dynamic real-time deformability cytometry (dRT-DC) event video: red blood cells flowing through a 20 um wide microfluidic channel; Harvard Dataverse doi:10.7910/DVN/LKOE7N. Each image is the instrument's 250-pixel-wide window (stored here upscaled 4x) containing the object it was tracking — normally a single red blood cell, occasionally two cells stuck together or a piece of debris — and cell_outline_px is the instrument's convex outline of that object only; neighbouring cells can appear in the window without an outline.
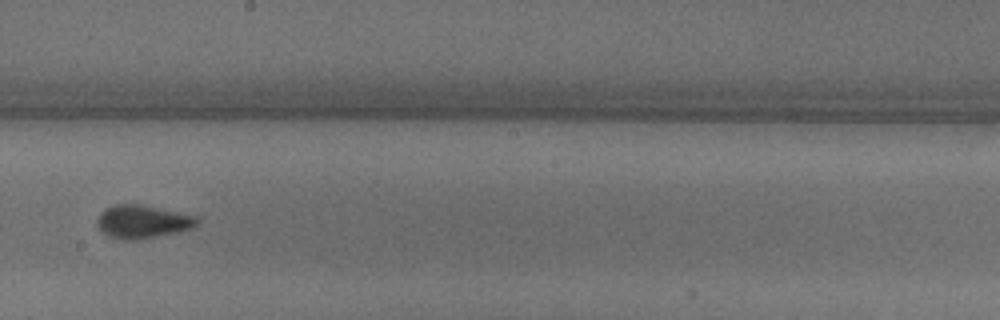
{"species": "common noctule bat (a hibernating species)", "species_latin": "Nyctalus noctula", "temperature_condition": "warm", "stored_images_in_passage": 26, "camera_frame_rate_fps": 3000, "um_per_image_px": 0.085, "animal": {"sex": "male", "body_mass_g": 18.8}, "frame": {"image": 1, "passage_image": 12, "time_ms": 3.667, "image_size_px": [1000, 320], "cell_outline_px": [[200, 224], [192, 228], [176, 232], [156, 236], [132, 240], [124, 240], [108, 236], [96, 224], [96, 220], [100, 212], [116, 204], [136, 204], [200, 216]], "centroid_in_image_um": [12.15, 18.84], "position_along_channel_um": 236.0, "area_um2": 19.19}}